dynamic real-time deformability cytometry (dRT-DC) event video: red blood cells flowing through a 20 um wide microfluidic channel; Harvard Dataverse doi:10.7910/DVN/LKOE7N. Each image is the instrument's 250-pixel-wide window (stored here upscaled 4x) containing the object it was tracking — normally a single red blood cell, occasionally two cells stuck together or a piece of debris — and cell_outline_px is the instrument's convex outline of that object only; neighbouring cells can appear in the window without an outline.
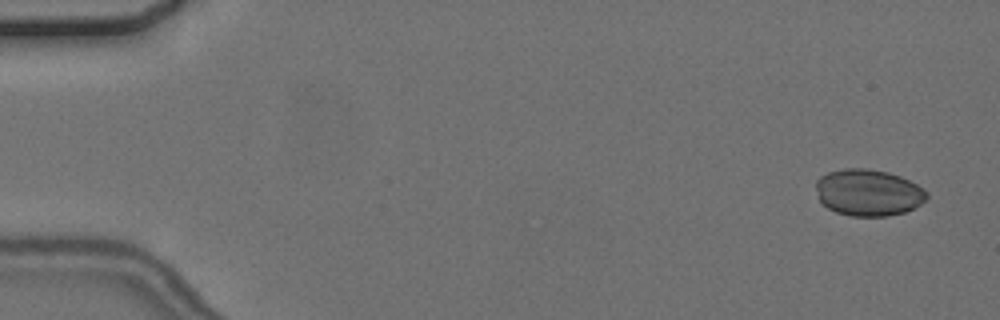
{"species": "common noctule bat (a hibernating species)", "species_latin": "Nyctalus noctula", "temperature_condition": "cold", "stored_images_in_passage": 4, "camera_frame_rate_fps": 3000, "um_per_image_px": 0.085, "animal": {"sex": "female", "body_mass_g": 24.6, "forearm_length_mm": 56.2}, "frame": {"image": 1, "passage_image": 1, "time_ms": 0.0, "image_size_px": [1000, 320], "cell_outline_px": [[928, 196], [920, 204], [904, 212], [888, 216], [852, 216], [836, 212], [828, 208], [820, 200], [816, 188], [816, 180], [820, 176], [828, 172], [844, 168], [868, 168], [888, 172], [900, 176], [924, 188], [928, 192]], "centroid_in_image_um": [73.8, 16.36], "position_along_channel_um": 11.2, "area_um2": 30.11}}
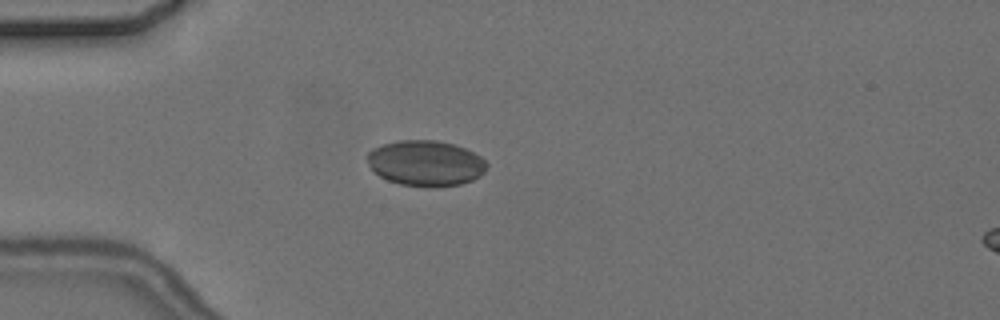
{"frame": {"image": 2, "passage_image": 4, "time_ms": 4.333, "image_size_px": [1000, 320], "cell_outline_px": [[488, 168], [480, 176], [472, 180], [460, 184], [436, 188], [432, 188], [400, 184], [388, 180], [380, 176], [368, 164], [368, 152], [372, 148], [384, 144], [400, 140], [436, 140], [452, 144], [464, 148], [480, 156], [488, 164]], "centroid_in_image_um": [36.2, 13.88], "position_along_channel_um": 48.8, "area_um2": 31.79}}